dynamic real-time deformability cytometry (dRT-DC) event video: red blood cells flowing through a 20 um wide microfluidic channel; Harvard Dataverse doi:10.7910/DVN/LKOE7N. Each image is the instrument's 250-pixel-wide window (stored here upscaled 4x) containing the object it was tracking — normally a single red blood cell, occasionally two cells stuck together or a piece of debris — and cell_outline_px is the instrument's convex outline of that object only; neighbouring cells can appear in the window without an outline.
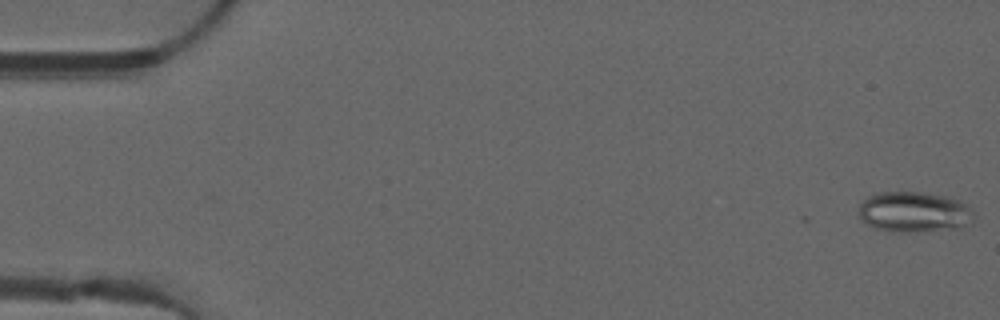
{"species": "common noctule bat (a hibernating species)", "species_latin": "Nyctalus noctula", "temperature_condition": "warm", "stored_images_in_passage": 3, "camera_frame_rate_fps": 3000, "um_per_image_px": 0.085, "animal": {"sex": "male", "forearm_length_mm": 52.5}, "frame": {"image": 1, "passage_image": 1, "time_ms": 0.0, "image_size_px": [1000, 320], "cell_outline_px": [[976, 216], [972, 224], [960, 228], [908, 232], [904, 232], [876, 228], [868, 224], [860, 216], [860, 204], [868, 196], [876, 192], [920, 192], [948, 196], [960, 200]], "centroid_in_image_um": [77.75, 18.01], "position_along_channel_um": 7.2, "area_um2": 27.11}}